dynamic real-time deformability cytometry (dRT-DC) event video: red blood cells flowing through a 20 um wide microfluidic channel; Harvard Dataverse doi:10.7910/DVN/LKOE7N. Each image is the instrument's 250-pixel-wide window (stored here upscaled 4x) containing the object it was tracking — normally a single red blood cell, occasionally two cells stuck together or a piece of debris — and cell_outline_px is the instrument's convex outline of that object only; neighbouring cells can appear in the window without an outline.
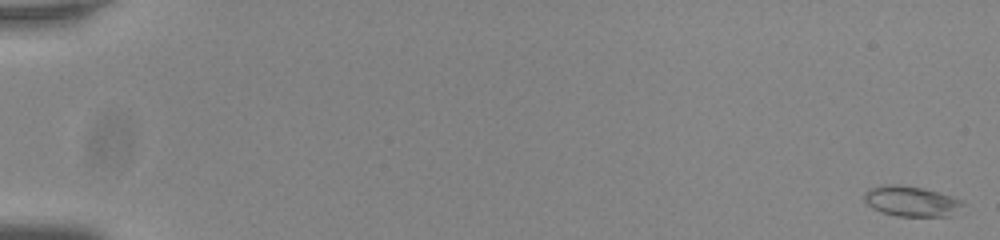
{"species": "common noctule bat (a hibernating species)", "species_latin": "Nyctalus noctula", "temperature_condition": "room temperature", "stored_images_in_passage": 56, "camera_frame_rate_fps": 3000, "um_per_image_px": 0.085, "animal": {"sex": "male", "body_mass_g": 20.0, "forearm_length_mm": 53.3}, "frame": {"image": 1, "passage_image": 1, "time_ms": 0.0, "image_size_px": [1000, 240], "cell_outline_px": [[964, 204], [952, 216], [896, 216], [880, 212], [872, 208], [864, 200], [864, 192], [868, 188], [884, 184], [900, 184], [924, 188], [964, 200]], "centroid_in_image_um": [77.44, 17.1], "position_along_channel_um": 7.6, "area_um2": 17.69}}
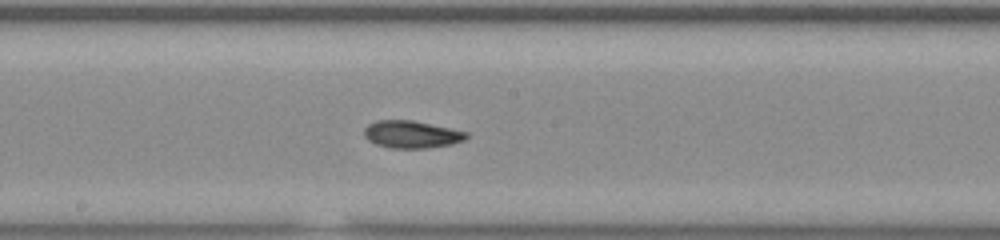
{"frame": {"image": 2, "passage_image": 32, "time_ms": 10.333, "image_size_px": [1000, 240], "cell_outline_px": [[468, 136], [464, 140], [452, 144], [428, 148], [392, 148], [376, 144], [368, 140], [364, 136], [364, 128], [368, 124], [376, 120], [412, 120], [452, 128], [468, 132]], "centroid_in_image_um": [34.99, 11.42], "position_along_channel_um": 213.2, "area_um2": 16.42}}
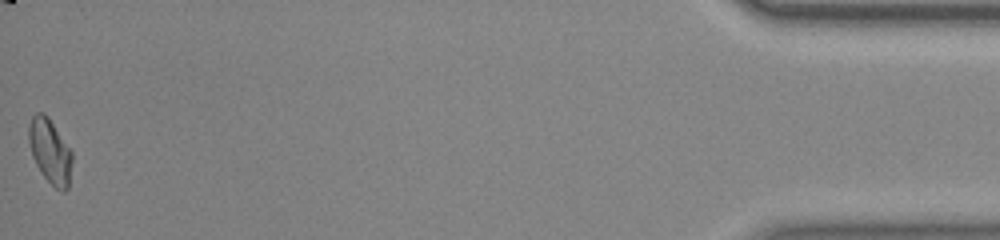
{"frame": {"image": 3, "passage_image": 56, "time_ms": 18.333, "image_size_px": [1000, 240], "cell_outline_px": [[72, 160], [68, 188], [64, 192], [60, 192], [44, 176], [36, 164], [32, 156], [28, 140], [28, 128], [32, 116], [36, 112], [44, 112], [48, 116], [72, 152]], "centroid_in_image_um": [4.24, 12.84], "position_along_channel_um": 431.0, "area_um2": 16.24}, "authors_computed_cell_mechanics": {"area_um2": 16.4152, "velocity_mm_per_s": 3.8024, "shape_relaxation_time_tau1_ms": 7.6259, "shape_relaxation_time_tau2_ms": 3.1955, "deformation_change_tau1": 0.1811, "deformation_change_tau2": 0.0753}}